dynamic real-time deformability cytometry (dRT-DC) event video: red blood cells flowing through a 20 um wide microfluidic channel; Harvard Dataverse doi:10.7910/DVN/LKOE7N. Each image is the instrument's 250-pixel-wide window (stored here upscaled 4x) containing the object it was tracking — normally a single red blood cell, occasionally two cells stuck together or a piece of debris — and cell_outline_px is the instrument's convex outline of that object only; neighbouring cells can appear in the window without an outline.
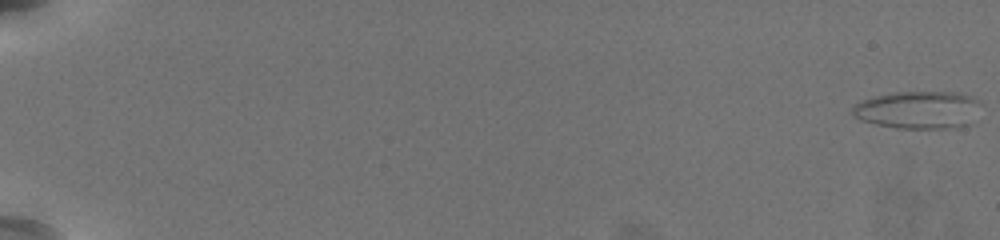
{"species": "common noctule bat (a hibernating species)", "species_latin": "Nyctalus noctula", "temperature_condition": "warm", "stored_images_in_passage": 60, "camera_frame_rate_fps": 3000, "um_per_image_px": 0.085, "animal": {"sex": "female", "body_mass_g": 19.5, "forearm_length_mm": 54.1}, "frame": {"image": 1, "passage_image": 1, "time_ms": 0.0, "image_size_px": [1000, 240], "cell_outline_px": [[984, 104], [972, 124], [956, 128], [896, 128], [876, 124], [860, 120], [852, 116], [852, 108], [856, 104], [864, 100], [876, 96], [892, 92], [960, 92], [972, 96], [980, 100]], "centroid_in_image_um": [78.15, 9.34], "position_along_channel_um": 6.8, "area_um2": 28.78}}
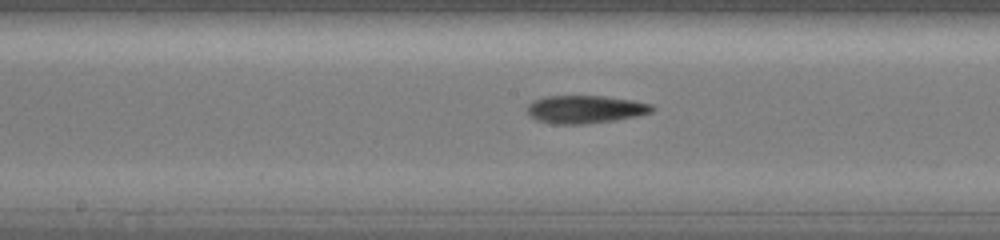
{"frame": {"image": 2, "passage_image": 35, "time_ms": 11.333, "image_size_px": [1000, 240], "cell_outline_px": [[656, 108], [652, 112], [636, 116], [616, 120], [584, 124], [552, 124], [536, 120], [528, 116], [528, 104], [532, 100], [544, 96], [604, 96], [632, 100], [652, 104]], "centroid_in_image_um": [49.72, 9.29], "position_along_channel_um": 198.5, "area_um2": 20.52}}
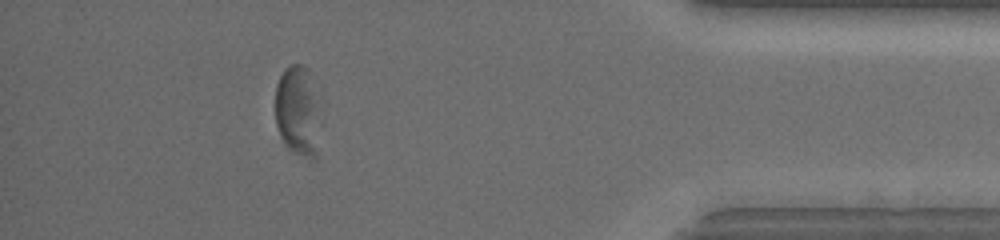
{"frame": {"image": 3, "passage_image": 55, "time_ms": 18.0, "image_size_px": [1000, 240], "cell_outline_px": [[324, 104], [300, 140], [292, 144], [280, 132], [276, 124], [276, 84], [284, 68], [292, 64], [300, 64], [308, 68], [324, 92]], "centroid_in_image_um": [25.26, 8.62], "position_along_channel_um": 409.9, "area_um2": 20.06}, "authors_computed_cell_mechanics": {"area_um2": 20.2589, "velocity_mm_per_s": 3.711, "shape_relaxation_time_tau1_ms": 4.2274, "shape_relaxation_time_tau2_ms": 3.5258, "deformation_change_tau1": 0.1238, "deformation_change_tau2": 0.1214}}